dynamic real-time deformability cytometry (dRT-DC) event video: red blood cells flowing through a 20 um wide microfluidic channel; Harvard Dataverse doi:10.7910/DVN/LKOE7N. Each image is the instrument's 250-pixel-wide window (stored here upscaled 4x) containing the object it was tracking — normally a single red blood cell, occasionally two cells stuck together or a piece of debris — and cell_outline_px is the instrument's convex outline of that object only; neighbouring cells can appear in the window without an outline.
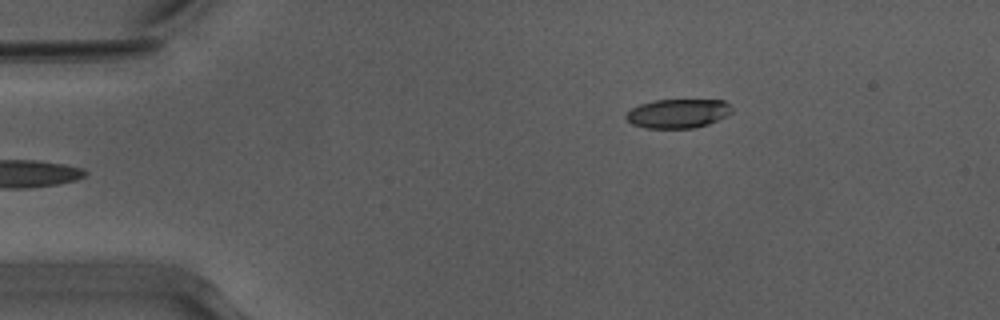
{"species": "Egyptian fruit bat (a non-hibernating species)", "species_latin": "Rousettus aegyptiacus", "temperature_condition": "warm", "stored_images_in_passage": 44, "camera_frame_rate_fps": 3000, "um_per_image_px": 0.085, "animal": {"sex": "male"}, "frame": {"image": 1, "passage_image": 1, "time_ms": 0.0, "image_size_px": [1000, 320], "cell_outline_px": [[732, 112], [728, 116], [708, 124], [692, 128], [648, 128], [632, 124], [624, 116], [632, 108], [640, 104], [656, 100], [724, 100], [732, 108]], "centroid_in_image_um": [57.65, 9.64], "position_along_channel_um": 27.4, "area_um2": 17.86}}
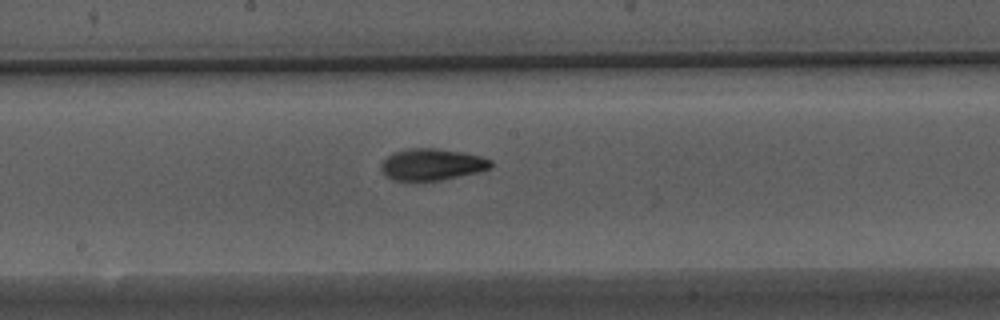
{"frame": {"image": 2, "passage_image": 20, "time_ms": 6.333, "image_size_px": [1000, 320], "cell_outline_px": [[492, 168], [480, 172], [440, 180], [396, 180], [384, 176], [380, 168], [380, 164], [392, 152], [408, 148], [436, 148], [464, 152], [480, 156], [492, 160]], "centroid_in_image_um": [36.72, 13.97], "position_along_channel_um": 211.5, "area_um2": 20.4}}
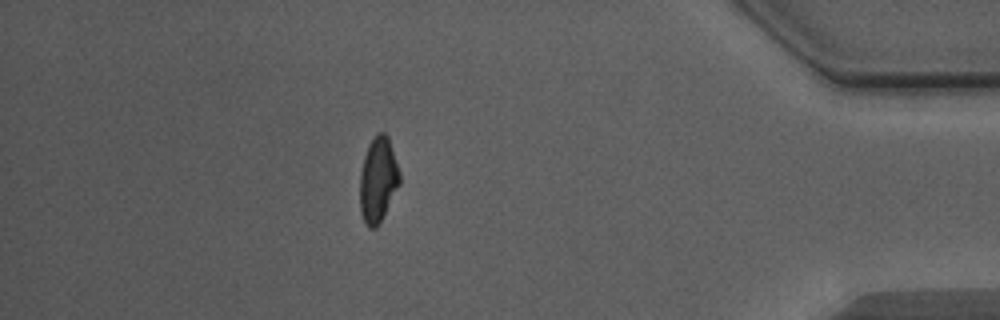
{"frame": {"image": 3, "passage_image": 38, "time_ms": 12.333, "image_size_px": [1000, 320], "cell_outline_px": [[400, 184], [380, 220], [372, 228], [368, 228], [360, 212], [360, 172], [364, 156], [368, 144], [376, 132], [384, 132], [388, 136], [400, 172]], "centroid_in_image_um": [32.12, 15.21], "position_along_channel_um": 403.1, "area_um2": 19.54}, "authors_computed_cell_mechanics": {"area_um2": 19.5653, "velocity_mm_per_s": 3.9526, "shape_relaxation_time_tau1_ms": 5.0057, "shape_relaxation_time_tau2_ms": 2.1539, "deformation_change_tau1": 0.2091, "deformation_change_tau2": 0.0928}}